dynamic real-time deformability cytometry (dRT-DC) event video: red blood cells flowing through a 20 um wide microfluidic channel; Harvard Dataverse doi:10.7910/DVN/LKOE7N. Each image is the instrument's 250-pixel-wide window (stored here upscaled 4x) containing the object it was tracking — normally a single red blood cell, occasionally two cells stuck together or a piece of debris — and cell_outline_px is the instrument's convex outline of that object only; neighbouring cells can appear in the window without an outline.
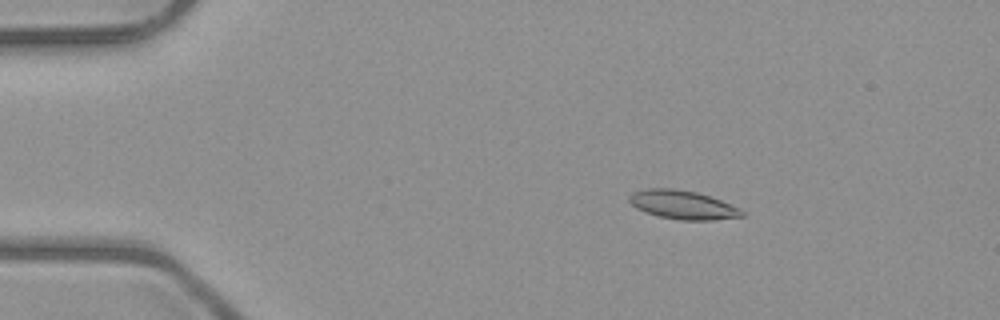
{"species": "common noctule bat (a hibernating species)", "species_latin": "Nyctalus noctula", "temperature_condition": "room temperature", "stored_images_in_passage": 5, "camera_frame_rate_fps": 3000, "um_per_image_px": 0.085, "animal": {"sex": "male", "body_mass_g": 23.1, "forearm_length_mm": 52.7}, "frame": {"image": 1, "passage_image": 3, "time_ms": 2.333, "image_size_px": [1000, 320], "cell_outline_px": [[744, 216], [712, 220], [680, 220], [660, 216], [636, 208], [628, 200], [628, 196], [632, 192], [644, 188], [672, 188], [696, 192], [720, 200], [740, 208], [744, 212]], "centroid_in_image_um": [58.01, 17.4], "position_along_channel_um": 27.0, "area_um2": 18.73}}